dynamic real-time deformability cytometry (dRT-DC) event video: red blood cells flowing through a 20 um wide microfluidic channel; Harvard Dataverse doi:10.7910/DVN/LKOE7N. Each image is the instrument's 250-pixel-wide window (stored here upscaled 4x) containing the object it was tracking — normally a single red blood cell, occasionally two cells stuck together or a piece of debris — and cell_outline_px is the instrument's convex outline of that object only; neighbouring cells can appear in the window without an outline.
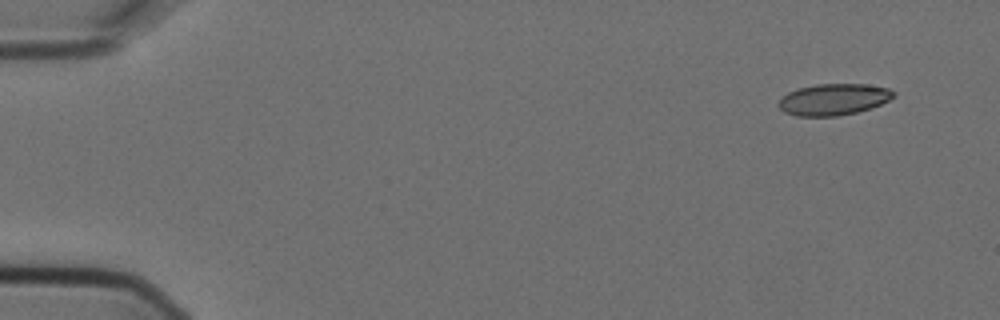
{"species": "Egyptian fruit bat (a non-hibernating species)", "species_latin": "Rousettus aegyptiacus", "temperature_condition": "cold", "stored_images_in_passage": 4, "camera_frame_rate_fps": 3000, "um_per_image_px": 0.085, "animal": {"sex": "female"}, "frame": {"image": 1, "passage_image": 1, "time_ms": 0.0, "image_size_px": [1000, 320], "cell_outline_px": [[896, 96], [872, 108], [856, 112], [836, 116], [796, 116], [784, 112], [776, 104], [780, 96], [796, 88], [816, 84], [868, 84], [888, 88], [896, 92]], "centroid_in_image_um": [70.82, 8.44], "position_along_channel_um": 14.2, "area_um2": 21.39}}